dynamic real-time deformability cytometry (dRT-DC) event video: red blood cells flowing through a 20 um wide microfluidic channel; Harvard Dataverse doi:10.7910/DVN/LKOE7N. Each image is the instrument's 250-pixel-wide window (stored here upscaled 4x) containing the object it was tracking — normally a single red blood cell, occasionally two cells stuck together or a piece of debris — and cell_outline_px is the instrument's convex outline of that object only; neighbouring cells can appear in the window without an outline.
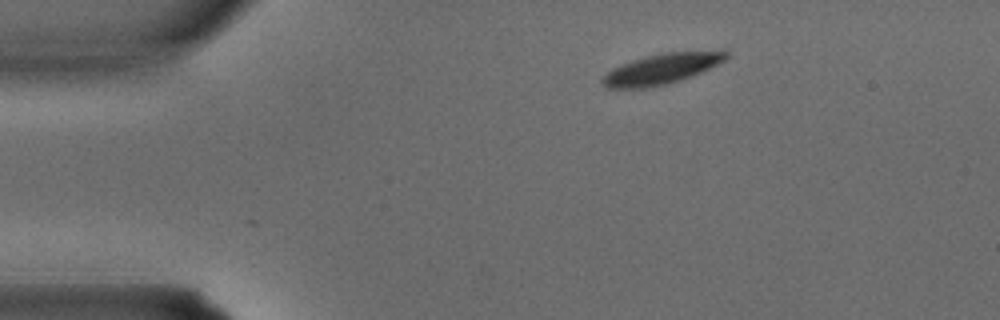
{"species": "common noctule bat (a hibernating species)", "species_latin": "Nyctalus noctula", "temperature_condition": "warm", "stored_images_in_passage": 2, "camera_frame_rate_fps": 3000, "um_per_image_px": 0.085, "animal": {"sex": "male", "body_mass_g": 15.6}, "frame": {"image": 1, "passage_image": 2, "time_ms": 0.333, "image_size_px": [1000, 320], "cell_outline_px": [[728, 56], [724, 60], [700, 72], [680, 80], [664, 84], [644, 88], [608, 88], [600, 84], [600, 80], [612, 68], [620, 64], [644, 56], [664, 52], [720, 48], [728, 52]], "centroid_in_image_um": [56.26, 5.8], "position_along_channel_um": 28.7, "area_um2": 22.31}}